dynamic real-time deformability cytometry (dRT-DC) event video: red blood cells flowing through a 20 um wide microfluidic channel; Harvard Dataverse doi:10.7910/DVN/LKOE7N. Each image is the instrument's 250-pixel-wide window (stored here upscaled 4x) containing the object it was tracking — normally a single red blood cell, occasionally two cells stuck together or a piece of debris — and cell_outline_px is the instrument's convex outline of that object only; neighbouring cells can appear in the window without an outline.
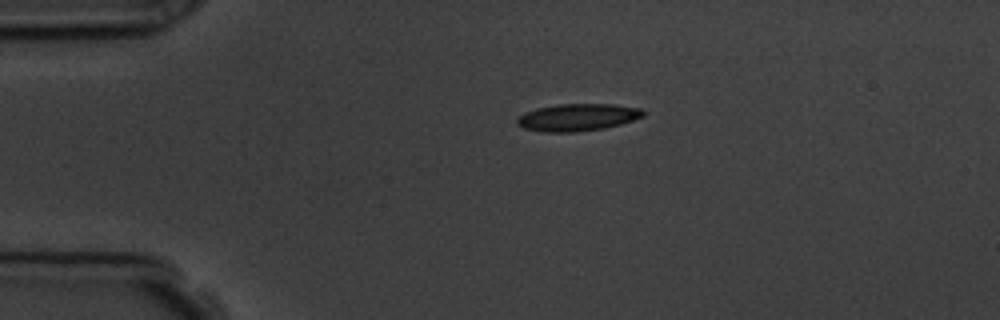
{"species": "common noctule bat (a hibernating species)", "species_latin": "Nyctalus noctula", "temperature_condition": "room temperature", "stored_images_in_passage": 3, "segment_of_instrument_passage": [1, 2], "camera_frame_rate_fps": 3000, "um_per_image_px": 0.085, "animal": {"sex": "male", "body_mass_g": 19.5, "forearm_length_mm": 54.6}, "frame": {"image": 1, "passage_image": 1, "time_ms": 0.0, "image_size_px": [1000, 320], "cell_outline_px": [[644, 116], [620, 124], [604, 128], [576, 132], [544, 132], [524, 128], [516, 124], [516, 120], [524, 112], [536, 108], [560, 104], [612, 104], [640, 108], [644, 112]], "centroid_in_image_um": [49.07, 9.97], "position_along_channel_um": 35.9, "area_um2": 19.94}}